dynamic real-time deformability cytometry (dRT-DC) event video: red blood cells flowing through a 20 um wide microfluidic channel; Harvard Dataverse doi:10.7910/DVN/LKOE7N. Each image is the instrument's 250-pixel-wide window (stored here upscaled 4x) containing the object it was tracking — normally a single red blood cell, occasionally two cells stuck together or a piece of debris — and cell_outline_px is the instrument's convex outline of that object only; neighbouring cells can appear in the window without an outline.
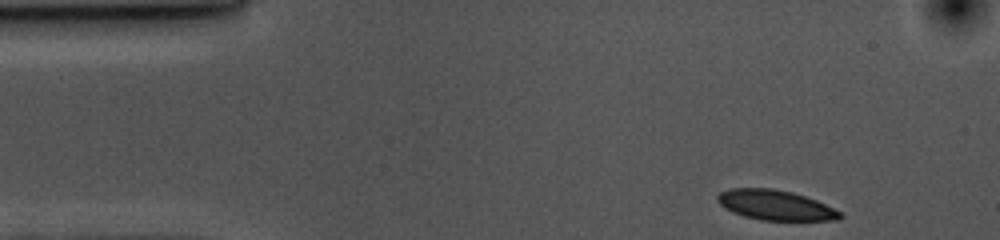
{"species": "common noctule bat (a hibernating species)", "species_latin": "Nyctalus noctula", "temperature_condition": "cold", "stored_images_in_passage": 39, "camera_frame_rate_fps": 3000, "um_per_image_px": 0.085, "animal": {"sex": "female", "body_mass_g": 10.0, "forearm_length_mm": 53.1}, "frame": {"image": 1, "passage_image": 1, "time_ms": 0.0, "image_size_px": [1000, 240], "cell_outline_px": [[844, 216], [840, 220], [760, 220], [744, 216], [732, 212], [724, 208], [716, 200], [716, 196], [720, 192], [728, 188], [772, 188], [792, 192], [816, 200], [840, 212]], "centroid_in_image_um": [65.87, 17.43], "position_along_channel_um": 19.1, "area_um2": 21.44}}
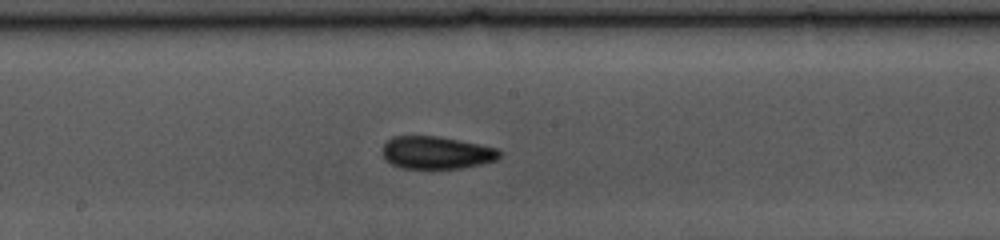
{"frame": {"image": 2, "passage_image": 23, "time_ms": 7.333, "image_size_px": [1000, 240], "cell_outline_px": [[500, 156], [496, 160], [464, 168], [400, 168], [384, 160], [380, 152], [384, 144], [392, 136], [436, 136], [496, 148], [500, 152]], "centroid_in_image_um": [37.02, 12.98], "position_along_channel_um": 211.2, "area_um2": 22.14}}
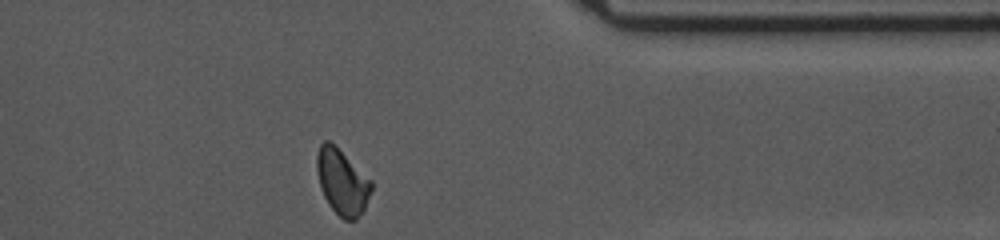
{"frame": {"image": 3, "passage_image": 39, "time_ms": 12.667, "image_size_px": [1000, 240], "cell_outline_px": [[372, 188], [364, 212], [356, 220], [344, 220], [328, 204], [320, 188], [316, 168], [316, 156], [320, 144], [324, 140], [328, 140], [372, 180]], "centroid_in_image_um": [29.08, 15.49], "position_along_channel_um": 382.3, "area_um2": 20.75}, "authors_computed_cell_mechanics": {"area_um2": 22.1374, "velocity_mm_per_s": 3.5372, "shape_relaxation_time_tau1_ms": 5.1717, "shape_relaxation_time_tau2_ms": 3.3453, "deformation_change_tau1": 0.126, "deformation_change_tau2": 0.0574}}